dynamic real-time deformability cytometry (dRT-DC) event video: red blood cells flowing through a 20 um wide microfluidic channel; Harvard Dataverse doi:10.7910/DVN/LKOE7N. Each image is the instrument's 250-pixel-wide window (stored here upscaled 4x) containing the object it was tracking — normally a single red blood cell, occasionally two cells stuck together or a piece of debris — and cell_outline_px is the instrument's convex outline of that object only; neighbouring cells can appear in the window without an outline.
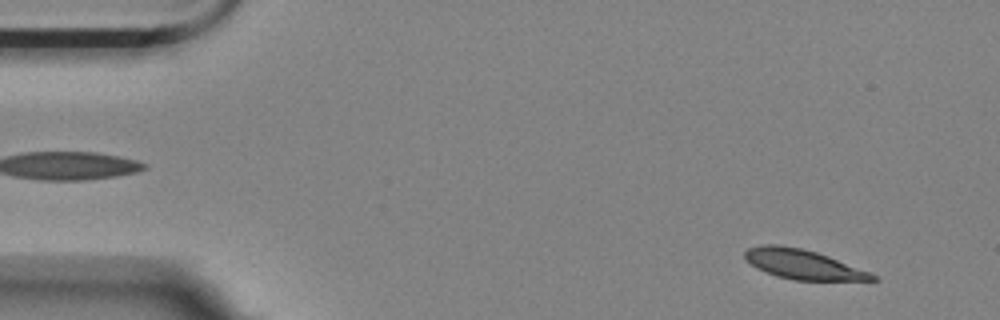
{"species": "Egyptian fruit bat (a non-hibernating species)", "species_latin": "Rousettus aegyptiacus", "temperature_condition": "room temperature", "stored_images_in_passage": 55, "camera_frame_rate_fps": 3000, "um_per_image_px": 0.085, "animal": {"sex": "female"}, "frame": {"image": 1, "passage_image": 4, "time_ms": 1.0, "image_size_px": [1000, 320], "cell_outline_px": [[880, 280], [792, 280], [776, 276], [756, 268], [744, 256], [744, 252], [748, 248], [764, 244], [776, 244], [800, 248], [816, 252], [828, 256], [868, 272], [876, 276]], "centroid_in_image_um": [68.2, 22.47], "position_along_channel_um": 16.8, "area_um2": 21.62}}
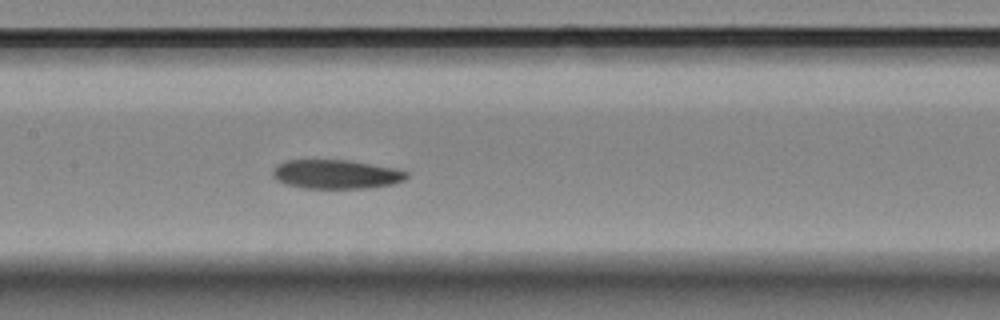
{"frame": {"image": 2, "passage_image": 26, "time_ms": 8.333, "image_size_px": [1000, 320], "cell_outline_px": [[408, 176], [404, 180], [392, 184], [364, 188], [304, 188], [284, 184], [276, 180], [272, 176], [272, 172], [284, 160], [348, 160], [392, 168], [408, 172]], "centroid_in_image_um": [28.53, 14.81], "position_along_channel_um": 178.9, "area_um2": 22.43}}
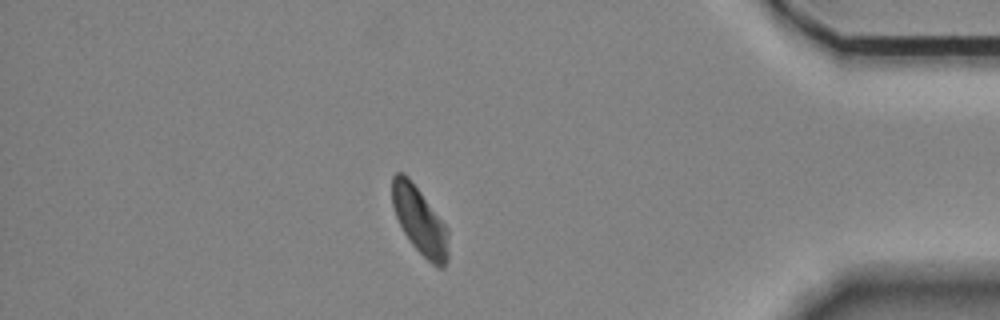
{"frame": {"image": 3, "passage_image": 48, "time_ms": 15.667, "image_size_px": [1000, 320], "cell_outline_px": [[448, 260], [444, 268], [440, 268], [432, 264], [412, 244], [404, 232], [396, 216], [392, 204], [392, 176], [396, 172], [404, 172], [408, 176], [448, 228]], "centroid_in_image_um": [35.68, 18.75], "position_along_channel_um": 399.5, "area_um2": 21.85}, "authors_computed_cell_mechanics": {"area_um2": 23.1778, "velocity_mm_per_s": 3.5197, "shape_relaxation_time_tau1_ms": 6.2259, "shape_relaxation_time_tau2_ms": 7.2128, "deformation_change_tau1": 0.1932, "deformation_change_tau2": 0.1125}}